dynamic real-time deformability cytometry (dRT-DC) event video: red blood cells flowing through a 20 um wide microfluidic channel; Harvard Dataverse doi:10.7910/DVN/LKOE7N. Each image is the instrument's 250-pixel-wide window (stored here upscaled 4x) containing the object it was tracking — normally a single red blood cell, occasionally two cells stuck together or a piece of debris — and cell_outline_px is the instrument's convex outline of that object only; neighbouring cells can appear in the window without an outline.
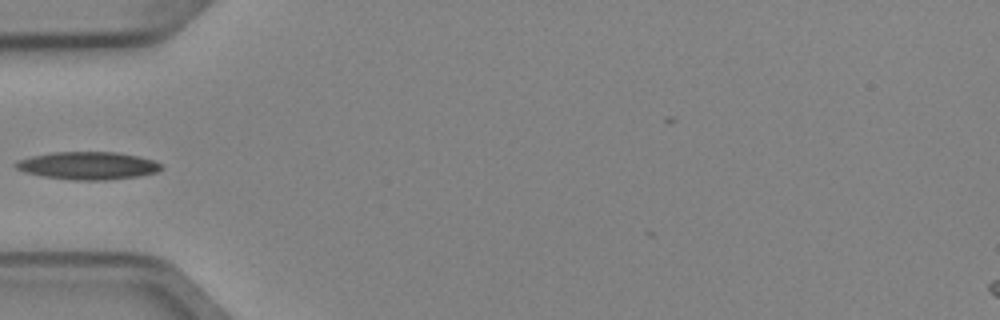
{"species": "Egyptian fruit bat (a non-hibernating species)", "species_latin": "Rousettus aegyptiacus", "temperature_condition": "cold", "stored_images_in_passage": 5, "camera_frame_rate_fps": 3000, "um_per_image_px": 0.085, "animal": {"sex": "female"}, "frame": {"image": 1, "passage_image": 5, "time_ms": 1.333, "image_size_px": [1000, 320], "cell_outline_px": [[164, 168], [156, 172], [140, 176], [108, 180], [72, 180], [44, 176], [24, 172], [16, 168], [12, 164], [16, 160], [32, 156], [52, 152], [116, 152], [136, 156], [152, 160], [164, 164]], "centroid_in_image_um": [7.47, 14.08], "position_along_channel_um": 77.5, "area_um2": 23.64}}